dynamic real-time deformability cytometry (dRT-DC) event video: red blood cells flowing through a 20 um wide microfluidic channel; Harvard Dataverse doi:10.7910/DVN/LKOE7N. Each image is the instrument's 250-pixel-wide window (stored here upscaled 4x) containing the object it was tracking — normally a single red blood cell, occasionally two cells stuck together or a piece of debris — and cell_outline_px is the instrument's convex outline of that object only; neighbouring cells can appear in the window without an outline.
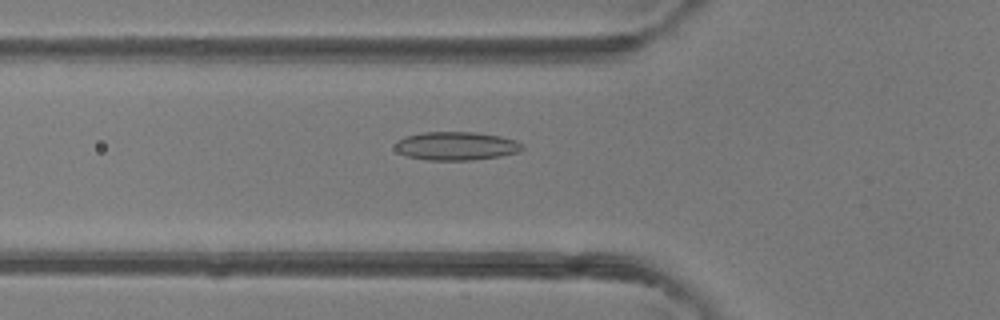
{"species": "common noctule bat (a hibernating species)", "species_latin": "Nyctalus noctula", "temperature_condition": "room temperature", "stored_images_in_passage": 48, "camera_frame_rate_fps": 3000, "um_per_image_px": 0.085, "animal": {"sex": "female"}, "frame": {"image": 1, "passage_image": 17, "time_ms": 5.333, "image_size_px": [1000, 320], "cell_outline_px": [[524, 148], [520, 152], [500, 156], [472, 160], [428, 160], [408, 156], [400, 152], [396, 148], [396, 140], [404, 136], [424, 132], [476, 132], [500, 136], [516, 140], [524, 144]], "centroid_in_image_um": [38.82, 12.4], "position_along_channel_um": 87.0, "area_um2": 21.15}}
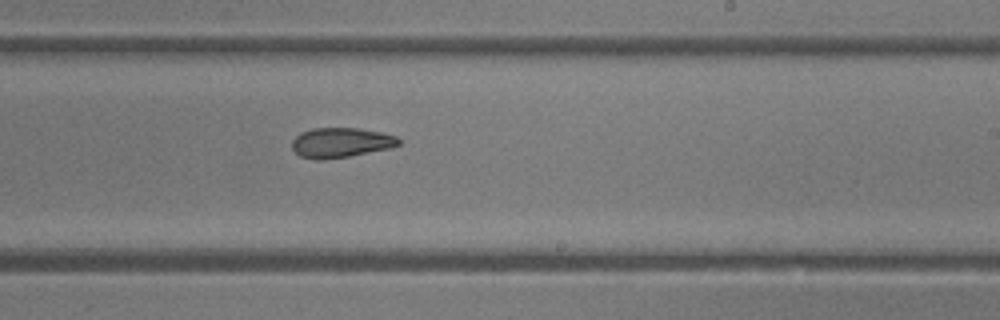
{"frame": {"image": 2, "passage_image": 29, "time_ms": 9.333, "image_size_px": [1000, 320], "cell_outline_px": [[400, 144], [388, 148], [348, 156], [324, 160], [316, 160], [300, 156], [292, 148], [292, 140], [300, 132], [312, 128], [360, 128], [380, 132], [396, 136], [400, 140]], "centroid_in_image_um": [28.93, 12.11], "position_along_channel_um": 260.1, "area_um2": 18.5}}
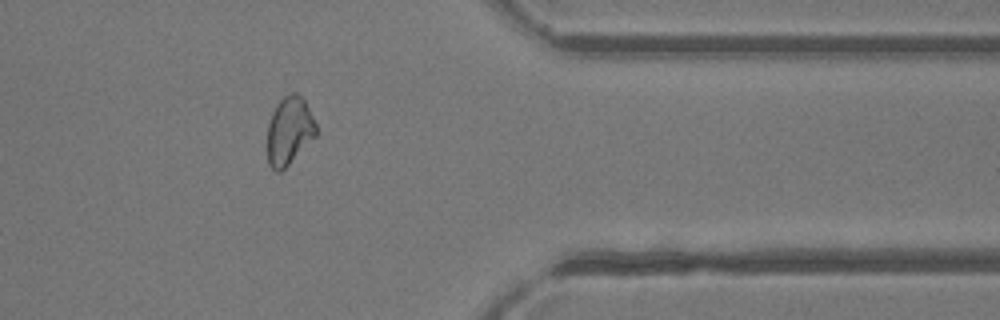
{"frame": {"image": 3, "passage_image": 39, "time_ms": 12.667, "image_size_px": [1000, 320], "cell_outline_px": [[316, 136], [280, 172], [276, 172], [268, 164], [268, 124], [272, 112], [276, 104], [284, 96], [292, 92], [296, 92], [304, 100], [316, 124]], "centroid_in_image_um": [24.57, 11.11], "position_along_channel_um": 386.8, "area_um2": 19.07}, "authors_computed_cell_mechanics": {"area_um2": 20.2011, "velocity_mm_per_s": 4.3093, "shape_relaxation_time_tau1_ms": null, "shape_relaxation_time_tau2_ms": 6.9496, "deformation_change_tau1": null, "deformation_change_tau2": 0.1341}}